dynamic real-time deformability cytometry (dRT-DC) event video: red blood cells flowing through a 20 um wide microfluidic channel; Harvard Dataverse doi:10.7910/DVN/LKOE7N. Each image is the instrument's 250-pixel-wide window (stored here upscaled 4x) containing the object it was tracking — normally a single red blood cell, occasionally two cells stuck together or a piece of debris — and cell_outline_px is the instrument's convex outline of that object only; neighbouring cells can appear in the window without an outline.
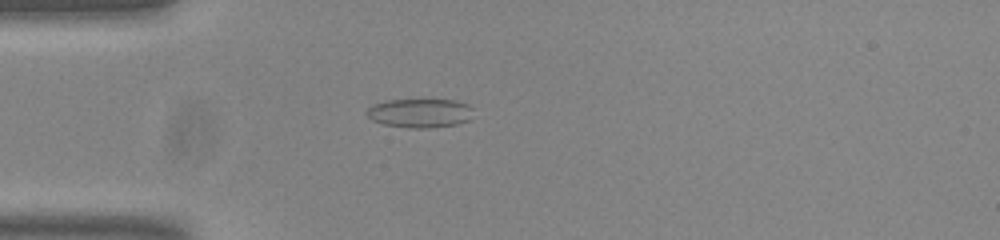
{"species": "common noctule bat (a hibernating species)", "species_latin": "Nyctalus noctula", "temperature_condition": "room temperature", "stored_images_in_passage": 40, "camera_frame_rate_fps": 3000, "um_per_image_px": 0.085, "animal": {"sex": "male", "body_mass_g": 20.0, "forearm_length_mm": 53.3}, "frame": {"image": 1, "passage_image": 1, "time_ms": 0.0, "image_size_px": [1000, 240], "cell_outline_px": [[472, 108], [468, 120], [456, 124], [428, 128], [408, 128], [384, 124], [372, 120], [364, 112], [368, 108], [376, 104], [388, 100], [452, 100], [468, 104]], "centroid_in_image_um": [35.66, 9.62], "position_along_channel_um": 49.3, "area_um2": 17.74}}
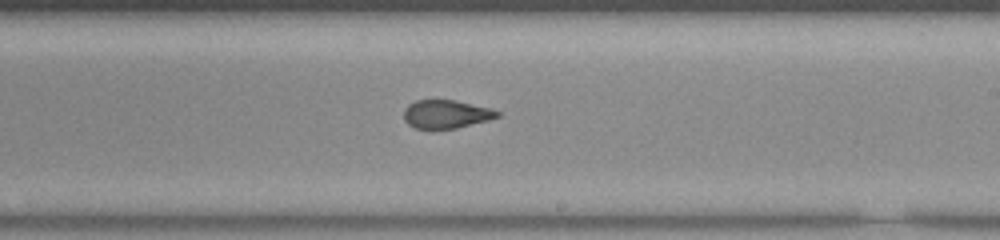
{"frame": {"image": 2, "passage_image": 18, "time_ms": 5.667, "image_size_px": [1000, 240], "cell_outline_px": [[500, 116], [488, 120], [456, 128], [432, 132], [416, 128], [408, 124], [404, 120], [404, 108], [408, 104], [416, 100], [456, 100], [492, 108], [500, 112]], "centroid_in_image_um": [37.89, 9.73], "position_along_channel_um": 251.1, "area_um2": 16.01}}
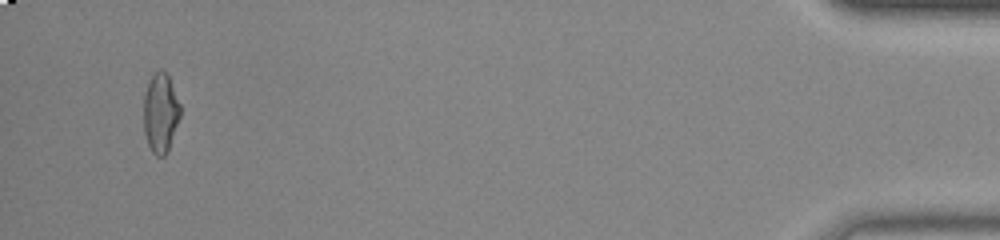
{"frame": {"image": 3, "passage_image": 38, "time_ms": 12.333, "image_size_px": [1000, 240], "cell_outline_px": [[180, 116], [168, 152], [164, 156], [156, 156], [152, 152], [148, 144], [144, 132], [144, 92], [148, 80], [160, 68], [168, 76], [180, 104]], "centroid_in_image_um": [13.63, 9.61], "position_along_channel_um": 421.6, "area_um2": 16.94}, "authors_computed_cell_mechanics": {"area_um2": 16.473, "velocity_mm_per_s": 3.7717, "shape_relaxation_time_tau1_ms": null, "shape_relaxation_time_tau2_ms": 1.4314, "deformation_change_tau1": null, "deformation_change_tau2": 0.0824}}